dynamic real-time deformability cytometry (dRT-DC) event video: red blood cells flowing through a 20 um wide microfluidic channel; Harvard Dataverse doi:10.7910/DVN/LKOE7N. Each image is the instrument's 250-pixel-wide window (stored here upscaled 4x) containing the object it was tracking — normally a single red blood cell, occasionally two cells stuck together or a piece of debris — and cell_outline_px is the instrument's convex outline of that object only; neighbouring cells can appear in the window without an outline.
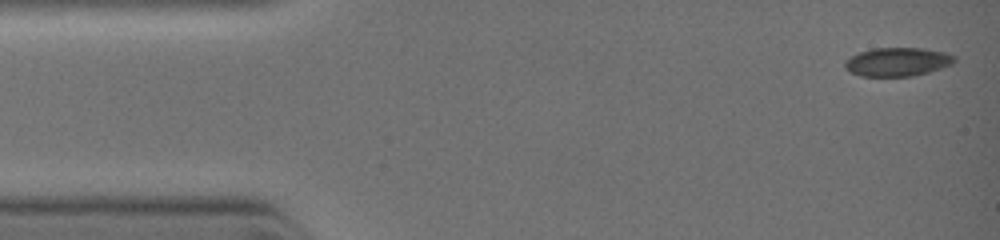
{"species": "common noctule bat (a hibernating species)", "species_latin": "Nyctalus noctula", "temperature_condition": "warm", "stored_images_in_passage": 22, "camera_frame_rate_fps": 3000, "um_per_image_px": 0.085, "animal": {"sex": "female", "body_mass_g": 19.0, "forearm_length_mm": 51.5}, "frame": {"image": 1, "passage_image": 1, "time_ms": 0.0, "image_size_px": [1000, 240], "cell_outline_px": [[956, 60], [952, 64], [928, 72], [912, 76], [860, 76], [848, 72], [844, 68], [844, 60], [860, 52], [872, 48], [924, 48], [944, 52], [956, 56]], "centroid_in_image_um": [76.26, 5.26], "position_along_channel_um": 8.7, "area_um2": 18.38}}
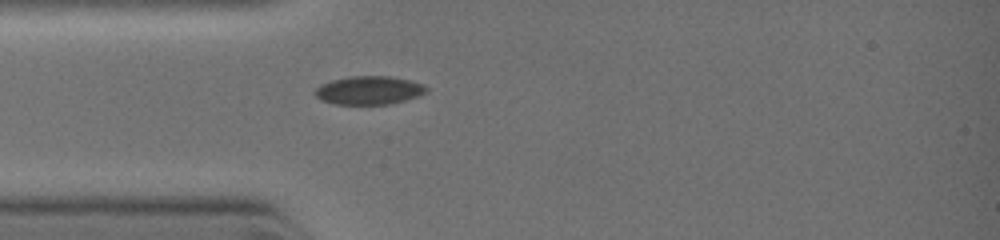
{"frame": {"image": 2, "passage_image": 19, "time_ms": 2.667, "image_size_px": [1000, 240], "cell_outline_px": [[428, 92], [392, 104], [332, 104], [320, 100], [312, 92], [320, 84], [332, 80], [352, 76], [388, 76], [408, 80], [424, 84], [428, 88]], "centroid_in_image_um": [31.33, 7.68], "position_along_channel_um": 53.7, "area_um2": 18.5}}